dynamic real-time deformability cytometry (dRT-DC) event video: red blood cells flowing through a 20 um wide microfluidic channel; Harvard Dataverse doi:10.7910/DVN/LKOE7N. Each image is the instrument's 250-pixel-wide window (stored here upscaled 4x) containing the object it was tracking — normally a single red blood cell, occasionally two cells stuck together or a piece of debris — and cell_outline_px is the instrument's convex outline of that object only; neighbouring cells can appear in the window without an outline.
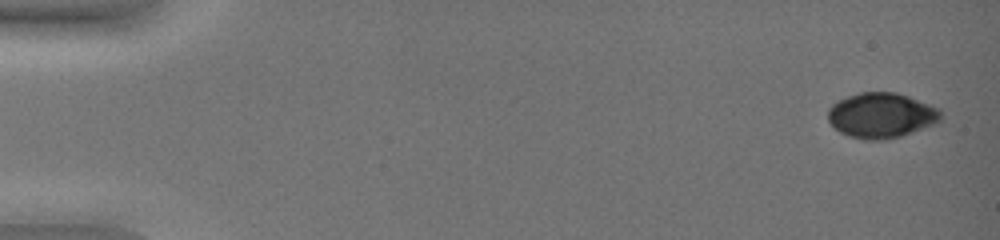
{"species": "common noctule bat (a hibernating species)", "species_latin": "Nyctalus noctula", "temperature_condition": "warm", "stored_images_in_passage": 8, "camera_frame_rate_fps": 3000, "um_per_image_px": 0.085, "animal": {"sex": "female", "body_mass_g": 19.0, "forearm_length_mm": 51.5}, "frame": {"image": 1, "passage_image": 1, "time_ms": 0.0, "image_size_px": [1000, 240], "cell_outline_px": [[944, 116], [940, 120], [932, 124], [912, 132], [900, 136], [884, 140], [864, 140], [848, 136], [840, 132], [828, 120], [828, 108], [832, 104], [848, 96], [860, 92], [896, 92], [908, 96], [940, 108]], "centroid_in_image_um": [74.92, 9.8], "position_along_channel_um": 10.1, "area_um2": 29.71}}
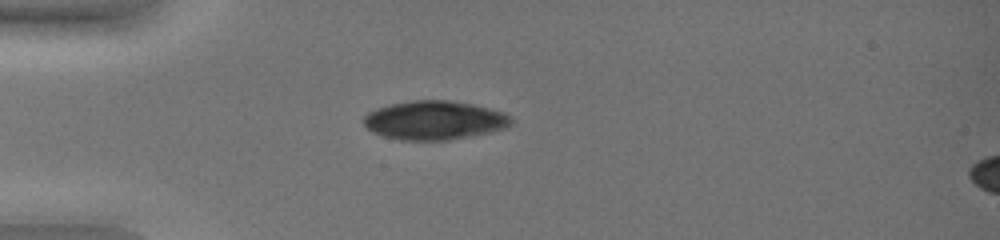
{"frame": {"image": 2, "passage_image": 7, "time_ms": 2.0, "image_size_px": [1000, 240], "cell_outline_px": [[512, 124], [508, 128], [492, 132], [472, 136], [448, 140], [400, 140], [384, 136], [372, 132], [360, 120], [368, 112], [376, 108], [388, 104], [412, 100], [448, 100], [472, 104], [504, 112], [512, 120]], "centroid_in_image_um": [36.91, 10.22], "position_along_channel_um": 48.1, "area_um2": 33.7}}